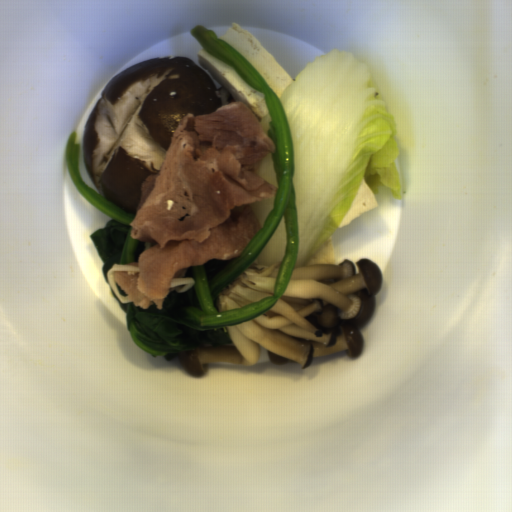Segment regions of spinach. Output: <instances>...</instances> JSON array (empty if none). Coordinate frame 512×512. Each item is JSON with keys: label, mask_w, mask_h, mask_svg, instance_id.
Wrapping results in <instances>:
<instances>
[{"label": "spinach", "mask_w": 512, "mask_h": 512, "mask_svg": "<svg viewBox=\"0 0 512 512\" xmlns=\"http://www.w3.org/2000/svg\"><path fill=\"white\" fill-rule=\"evenodd\" d=\"M190 35L209 54L234 67L247 85L264 93L278 185L270 213L241 255L188 268L183 279L192 278L194 285L183 293L168 292L162 309L121 304L111 290L126 313L132 342L166 362L192 349L232 345L226 326L240 325L276 304L290 282L298 253L295 158L284 109L250 61L215 31L197 24Z\"/></svg>", "instance_id": "obj_1"}, {"label": "spinach", "mask_w": 512, "mask_h": 512, "mask_svg": "<svg viewBox=\"0 0 512 512\" xmlns=\"http://www.w3.org/2000/svg\"><path fill=\"white\" fill-rule=\"evenodd\" d=\"M76 131L70 132L67 143L65 162L69 176L76 191L93 207L111 218L104 228L90 233L89 238L102 260L100 269L102 276L109 286L107 273L114 264L138 263L139 256L148 248L157 245L155 242H141L132 237L130 223L134 215L122 210L100 193L91 189L81 178L79 171L80 143L77 142ZM131 266V265H130Z\"/></svg>", "instance_id": "obj_2"}]
</instances>
